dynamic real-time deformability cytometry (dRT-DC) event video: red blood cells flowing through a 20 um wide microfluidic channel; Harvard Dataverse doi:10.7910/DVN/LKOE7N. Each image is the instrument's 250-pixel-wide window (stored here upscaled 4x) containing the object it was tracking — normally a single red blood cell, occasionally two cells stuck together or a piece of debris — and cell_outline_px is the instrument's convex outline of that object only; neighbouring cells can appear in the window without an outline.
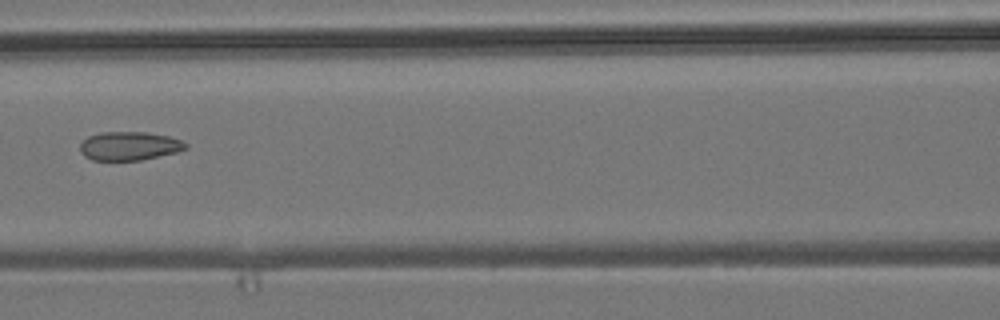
{"species": "common noctule bat (a hibernating species)", "species_latin": "Nyctalus noctula", "temperature_condition": "room temperature", "stored_images_in_passage": 7, "camera_frame_rate_fps": 3000, "um_per_image_px": 0.085, "animal": {"sex": "male", "body_mass_g": 19.2, "forearm_length_mm": 51.8}, "frame": {"image": 1, "passage_image": 7, "time_ms": 2.0, "image_size_px": [1000, 320], "cell_outline_px": [[188, 148], [176, 152], [140, 160], [92, 160], [84, 156], [80, 152], [80, 144], [88, 136], [100, 132], [144, 132], [168, 136], [180, 140], [188, 144]], "centroid_in_image_um": [10.97, 12.41], "position_along_channel_um": 155.6, "area_um2": 17.57}}